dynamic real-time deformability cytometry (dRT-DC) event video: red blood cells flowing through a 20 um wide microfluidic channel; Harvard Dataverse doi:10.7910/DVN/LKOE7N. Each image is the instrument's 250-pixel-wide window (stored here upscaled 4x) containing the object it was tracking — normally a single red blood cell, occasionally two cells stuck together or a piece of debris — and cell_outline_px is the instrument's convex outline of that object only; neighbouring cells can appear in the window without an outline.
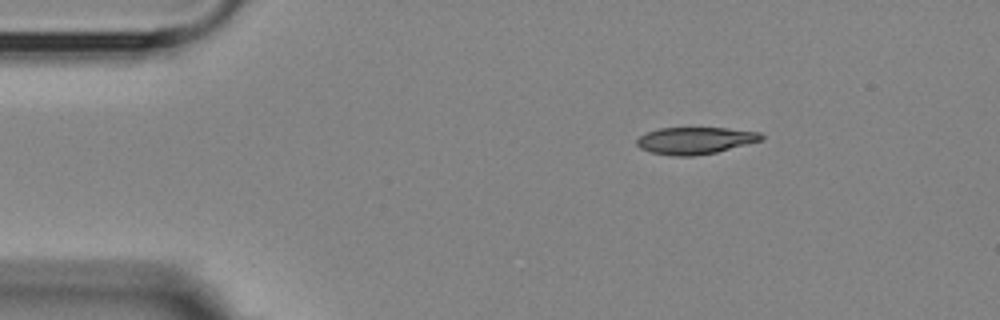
{"species": "Egyptian fruit bat (a non-hibernating species)", "species_latin": "Rousettus aegyptiacus", "temperature_condition": "room temperature", "stored_images_in_passage": 3, "camera_frame_rate_fps": 3000, "um_per_image_px": 0.085, "animal": {"sex": "female"}, "frame": {"image": 1, "passage_image": 1, "time_ms": 0.0, "image_size_px": [1000, 320], "cell_outline_px": [[764, 140], [716, 152], [692, 156], [672, 156], [652, 152], [640, 148], [636, 144], [636, 140], [640, 136], [648, 132], [660, 128], [724, 128], [760, 132], [764, 136]], "centroid_in_image_um": [59.11, 11.95], "position_along_channel_um": 25.9, "area_um2": 19.48}}